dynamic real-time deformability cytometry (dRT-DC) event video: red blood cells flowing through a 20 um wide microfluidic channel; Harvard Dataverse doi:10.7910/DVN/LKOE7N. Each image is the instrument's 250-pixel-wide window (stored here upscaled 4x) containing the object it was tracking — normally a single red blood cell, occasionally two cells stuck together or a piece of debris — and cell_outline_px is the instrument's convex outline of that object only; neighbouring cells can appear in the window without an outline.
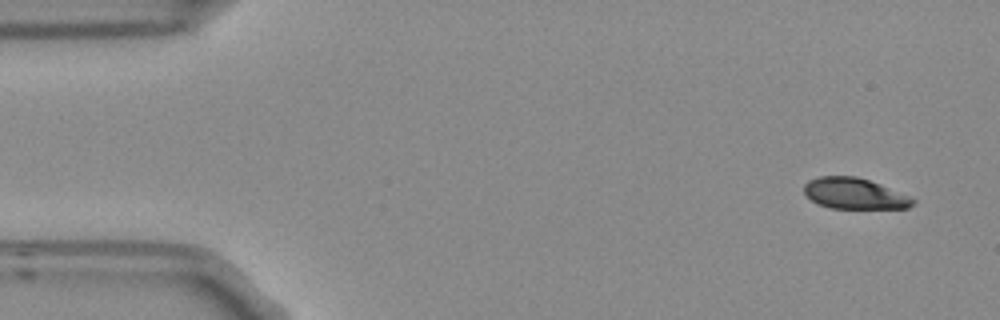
{"species": "Egyptian fruit bat (a non-hibernating species)", "species_latin": "Rousettus aegyptiacus", "temperature_condition": "room temperature", "stored_images_in_passage": 5, "camera_frame_rate_fps": 3000, "um_per_image_px": 0.085, "frame": {"image": 1, "passage_image": 1, "time_ms": 0.0, "image_size_px": [1000, 320], "cell_outline_px": [[916, 204], [908, 208], [828, 208], [816, 204], [804, 192], [804, 184], [808, 180], [820, 176], [856, 176], [880, 184], [908, 196], [916, 200]], "centroid_in_image_um": [72.61, 16.46], "position_along_channel_um": 12.4, "area_um2": 19.59}}
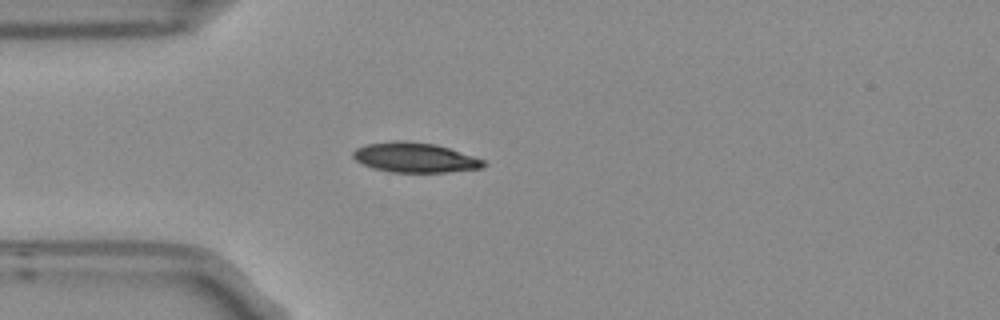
{"frame": {"image": 2, "passage_image": 4, "time_ms": 1.0, "image_size_px": [1000, 320], "cell_outline_px": [[488, 164], [480, 168], [448, 172], [392, 172], [372, 168], [356, 160], [352, 156], [352, 152], [356, 148], [364, 144], [392, 140], [404, 140], [436, 144], [488, 160]], "centroid_in_image_um": [35.28, 13.38], "position_along_channel_um": 49.7, "area_um2": 23.0}}